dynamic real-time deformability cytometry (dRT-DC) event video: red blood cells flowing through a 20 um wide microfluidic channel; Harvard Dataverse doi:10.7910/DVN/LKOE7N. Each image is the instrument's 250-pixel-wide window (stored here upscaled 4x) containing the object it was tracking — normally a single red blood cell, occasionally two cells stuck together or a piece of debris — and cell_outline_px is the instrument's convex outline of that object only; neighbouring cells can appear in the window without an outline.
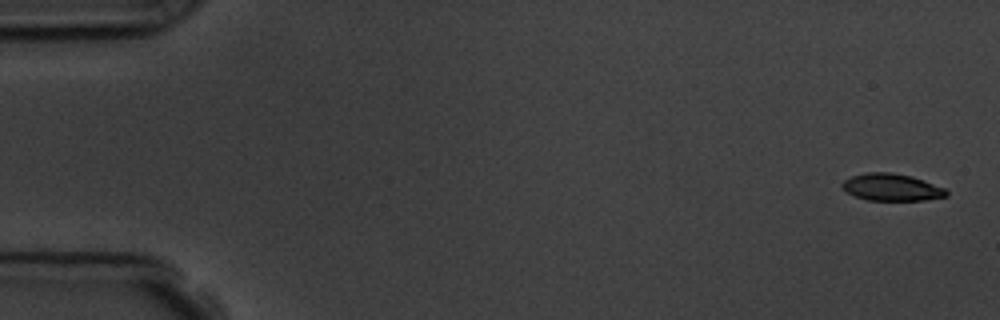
{"species": "common noctule bat (a hibernating species)", "species_latin": "Nyctalus noctula", "temperature_condition": "room temperature", "stored_images_in_passage": 7, "camera_frame_rate_fps": 3000, "um_per_image_px": 0.085, "animal": {"sex": "male", "body_mass_g": 19.5, "forearm_length_mm": 54.6}, "frame": {"image": 1, "passage_image": 1, "time_ms": 0.0, "image_size_px": [1000, 320], "cell_outline_px": [[948, 196], [924, 200], [868, 200], [856, 196], [848, 192], [840, 184], [844, 180], [852, 176], [868, 172], [892, 172], [912, 176], [924, 180], [944, 188], [948, 192]], "centroid_in_image_um": [75.81, 15.91], "position_along_channel_um": 9.2, "area_um2": 16.36}}
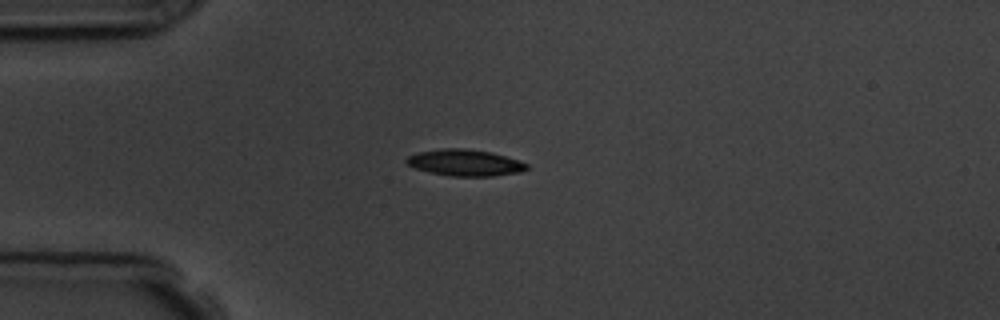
{"frame": {"image": 2, "passage_image": 5, "time_ms": 4.333, "image_size_px": [1000, 320], "cell_outline_px": [[528, 168], [520, 172], [492, 176], [448, 176], [416, 168], [408, 164], [404, 160], [408, 156], [416, 152], [444, 148], [464, 148], [492, 152], [528, 164]], "centroid_in_image_um": [39.5, 13.82], "position_along_channel_um": 45.5, "area_um2": 18.38}}